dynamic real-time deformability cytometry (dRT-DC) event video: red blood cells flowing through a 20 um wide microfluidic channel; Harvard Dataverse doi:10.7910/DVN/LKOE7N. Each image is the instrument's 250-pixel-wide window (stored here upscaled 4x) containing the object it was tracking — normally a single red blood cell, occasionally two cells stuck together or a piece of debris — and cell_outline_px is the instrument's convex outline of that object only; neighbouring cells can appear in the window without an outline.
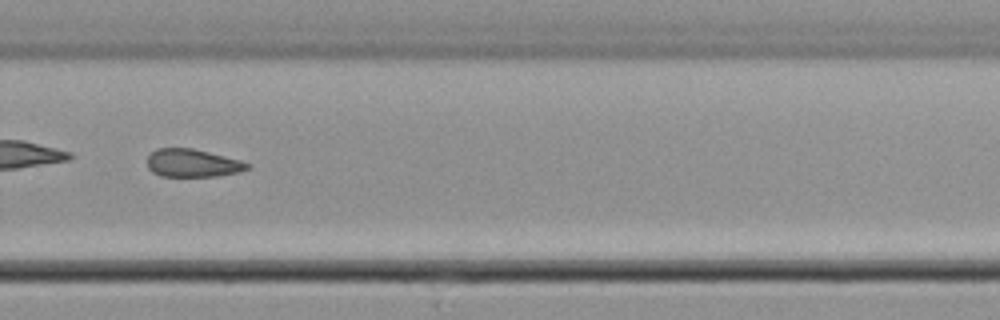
{"species": "common noctule bat (a hibernating species)", "species_latin": "Nyctalus noctula", "temperature_condition": "cold", "stored_images_in_passage": 36, "camera_frame_rate_fps": 3000, "um_per_image_px": 0.085, "animal": {"sex": "male", "body_mass_g": 21.5, "forearm_length_mm": 52.0}, "frame": {"image": 1, "passage_image": 21, "time_ms": 6.667, "image_size_px": [1000, 320], "cell_outline_px": [[248, 168], [240, 172], [216, 176], [160, 176], [152, 172], [148, 168], [148, 156], [156, 148], [192, 148], [240, 160], [248, 164]], "centroid_in_image_um": [16.33, 13.86], "position_along_channel_um": 313.5, "area_um2": 16.13}, "authors_computed_cell_mechanics": {"area_um2": 17.1088, "velocity_mm_per_s": 3.9205, "shape_relaxation_time_tau1_ms": null, "shape_relaxation_time_tau2_ms": 5.6466, "deformation_change_tau1": null, "deformation_change_tau2": 0.1282}}